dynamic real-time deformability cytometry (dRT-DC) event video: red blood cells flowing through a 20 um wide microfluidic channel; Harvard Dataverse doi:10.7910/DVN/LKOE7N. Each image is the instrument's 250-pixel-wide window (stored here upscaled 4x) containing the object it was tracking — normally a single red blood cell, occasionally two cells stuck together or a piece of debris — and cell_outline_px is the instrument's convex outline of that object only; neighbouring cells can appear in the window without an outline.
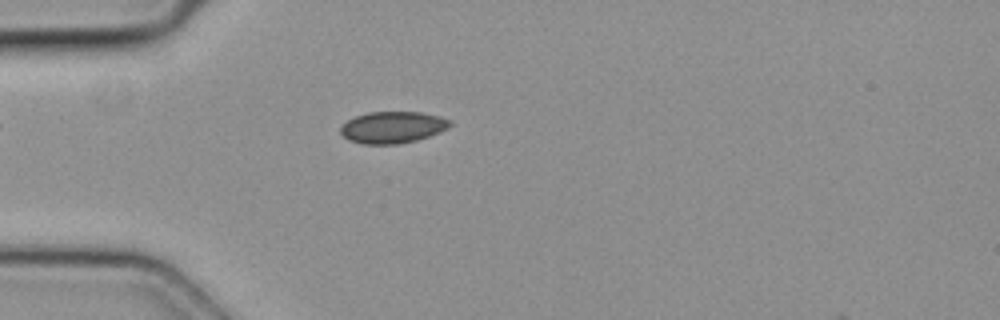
{"species": "common noctule bat (a hibernating species)", "species_latin": "Nyctalus noctula", "temperature_condition": "cold", "stored_images_in_passage": 42, "camera_frame_rate_fps": 3000, "um_per_image_px": 0.085, "animal": {"sex": "female", "body_mass_g": 19.3, "forearm_length_mm": 54.1}, "frame": {"image": 1, "passage_image": 7, "time_ms": 2.0, "image_size_px": [1000, 320], "cell_outline_px": [[452, 124], [448, 128], [440, 132], [416, 140], [400, 144], [360, 144], [348, 140], [340, 132], [340, 128], [348, 120], [356, 116], [368, 112], [420, 112], [452, 120]], "centroid_in_image_um": [33.37, 10.83], "position_along_channel_um": 51.6, "area_um2": 20.17}}
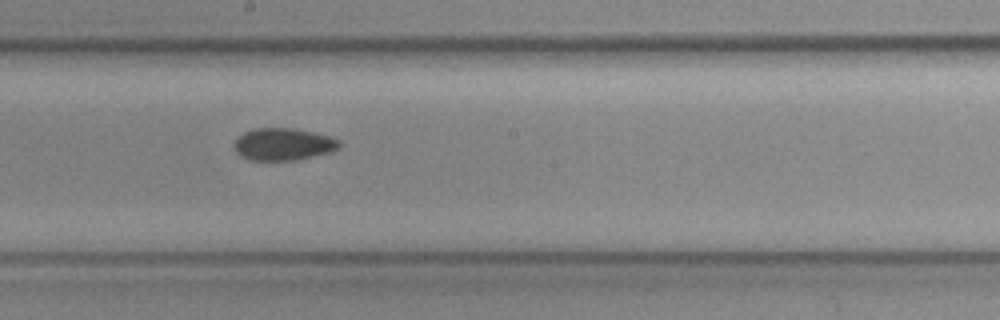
{"frame": {"image": 2, "passage_image": 20, "time_ms": 6.333, "image_size_px": [1000, 320], "cell_outline_px": [[340, 148], [332, 152], [296, 160], [248, 160], [236, 152], [232, 144], [244, 132], [256, 128], [292, 128], [312, 132], [328, 136], [340, 140]], "centroid_in_image_um": [24.08, 12.27], "position_along_channel_um": 224.1, "area_um2": 19.77}}
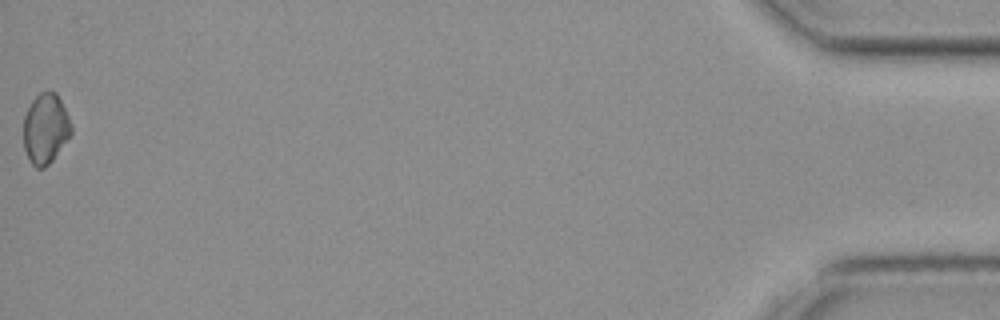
{"frame": {"image": 3, "passage_image": 42, "time_ms": 13.667, "image_size_px": [1000, 320], "cell_outline_px": [[72, 132], [52, 160], [44, 168], [36, 168], [32, 164], [24, 148], [24, 116], [32, 100], [40, 92], [56, 92], [72, 124]], "centroid_in_image_um": [3.86, 10.93], "position_along_channel_um": 431.3, "area_um2": 19.19}}